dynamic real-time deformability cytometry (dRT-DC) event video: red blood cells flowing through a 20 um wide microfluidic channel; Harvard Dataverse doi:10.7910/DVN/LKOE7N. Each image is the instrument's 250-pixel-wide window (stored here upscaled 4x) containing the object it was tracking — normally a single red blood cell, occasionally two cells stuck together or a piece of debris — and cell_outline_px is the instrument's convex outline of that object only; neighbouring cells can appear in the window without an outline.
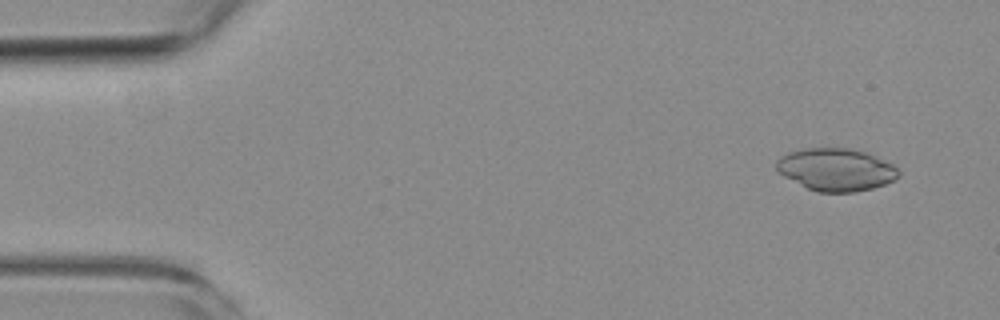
{"species": "common noctule bat (a hibernating species)", "species_latin": "Nyctalus noctula", "temperature_condition": "room temperature", "stored_images_in_passage": 4, "camera_frame_rate_fps": 3000, "um_per_image_px": 0.085, "animal": {"sex": "female", "body_mass_g": 19.3, "forearm_length_mm": 54.1}, "frame": {"image": 1, "passage_image": 1, "time_ms": 0.0, "image_size_px": [1000, 320], "cell_outline_px": [[900, 176], [884, 184], [872, 188], [856, 192], [816, 192], [784, 176], [776, 168], [776, 160], [780, 156], [788, 152], [804, 148], [848, 148], [864, 152], [876, 156], [892, 164], [900, 172]], "centroid_in_image_um": [71.05, 14.41], "position_along_channel_um": 14.0, "area_um2": 30.11}}